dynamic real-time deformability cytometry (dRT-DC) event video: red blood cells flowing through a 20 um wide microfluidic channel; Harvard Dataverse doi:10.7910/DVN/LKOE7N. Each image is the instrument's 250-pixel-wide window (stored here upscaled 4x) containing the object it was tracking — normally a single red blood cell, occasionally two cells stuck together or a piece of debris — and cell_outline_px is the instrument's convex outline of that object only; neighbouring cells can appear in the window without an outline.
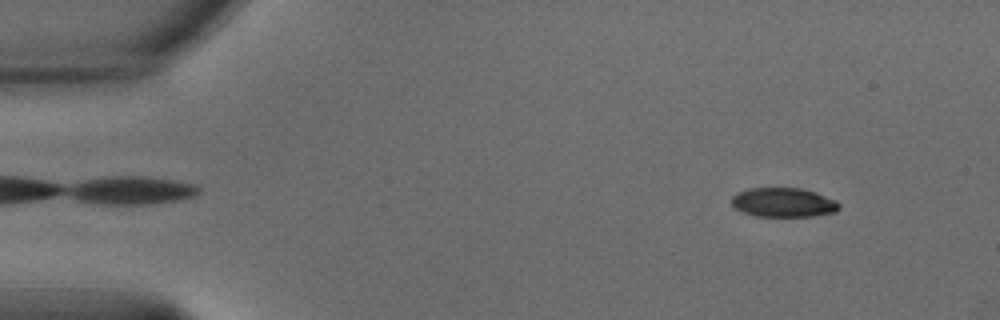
{"species": "common noctule bat (a hibernating species)", "species_latin": "Nyctalus noctula", "temperature_condition": "warm", "stored_images_in_passage": 55, "camera_frame_rate_fps": 3000, "um_per_image_px": 0.085, "animal": {"sex": "male", "body_mass_g": 15.6}, "frame": {"image": 1, "passage_image": 6, "time_ms": 1.667, "image_size_px": [1000, 320], "cell_outline_px": [[840, 208], [836, 212], [812, 216], [756, 216], [744, 212], [736, 208], [732, 204], [732, 196], [736, 192], [748, 188], [800, 188], [816, 192], [836, 200], [840, 204]], "centroid_in_image_um": [66.61, 17.2], "position_along_channel_um": 18.4, "area_um2": 18.38}}
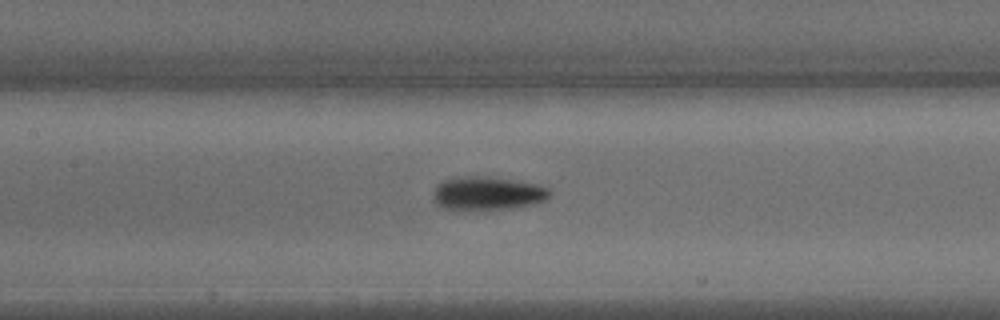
{"frame": {"image": 2, "passage_image": 26, "time_ms": 8.333, "image_size_px": [1000, 320], "cell_outline_px": [[552, 192], [544, 200], [532, 204], [508, 208], [472, 212], [460, 212], [444, 208], [436, 204], [432, 196], [432, 192], [436, 184], [444, 180], [464, 176], [488, 176], [548, 184]], "centroid_in_image_um": [41.43, 16.44], "position_along_channel_um": 166.0, "area_um2": 23.87}}
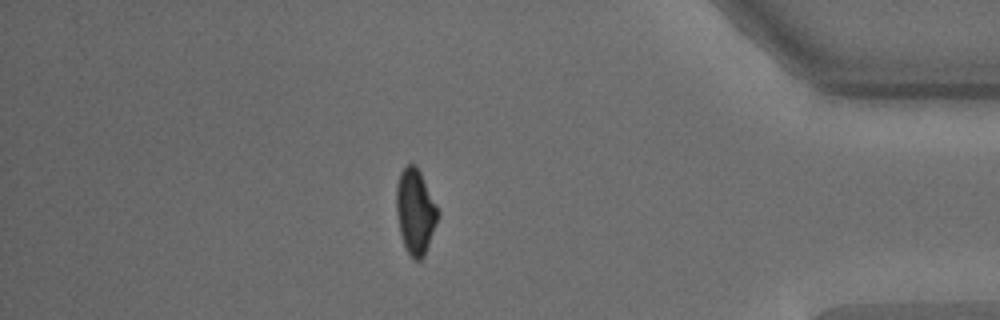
{"frame": {"image": 3, "passage_image": 48, "time_ms": 15.667, "image_size_px": [1000, 320], "cell_outline_px": [[440, 216], [424, 256], [420, 260], [412, 260], [404, 244], [400, 232], [396, 212], [396, 184], [400, 172], [408, 164], [416, 164], [440, 212]], "centroid_in_image_um": [35.31, 17.98], "position_along_channel_um": 399.9, "area_um2": 20.69}, "authors_computed_cell_mechanics": {"area_um2": 20.808, "velocity_mm_per_s": 3.6664, "shape_relaxation_time_tau1_ms": 2.2444, "shape_relaxation_time_tau2_ms": 2.251, "deformation_change_tau1": 0.139, "deformation_change_tau2": 0.062}}